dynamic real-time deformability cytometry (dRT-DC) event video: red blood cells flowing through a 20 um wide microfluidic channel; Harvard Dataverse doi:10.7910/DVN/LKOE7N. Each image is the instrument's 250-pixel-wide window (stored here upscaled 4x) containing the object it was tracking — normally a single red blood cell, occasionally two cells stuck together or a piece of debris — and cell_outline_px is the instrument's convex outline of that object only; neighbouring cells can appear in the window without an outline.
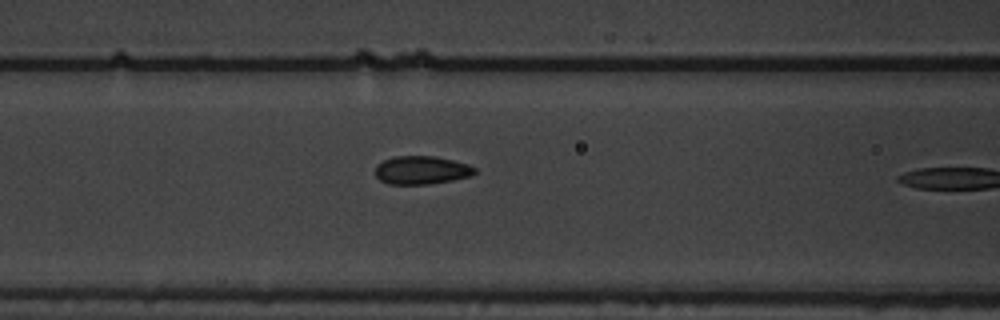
{"species": "common noctule bat (a hibernating species)", "species_latin": "Nyctalus noctula", "temperature_condition": "warm", "stored_images_in_passage": 9, "segment_of_instrument_passage": [2, 2], "camera_frame_rate_fps": 3000, "um_per_image_px": 0.085, "animal": {"sex": "male", "body_mass_g": 19.5, "forearm_length_mm": 54.6}, "frame": {"image": 1, "passage_image": 8, "time_ms": 2.333, "image_size_px": [1000, 320], "cell_outline_px": [[476, 172], [472, 176], [452, 180], [428, 184], [388, 184], [380, 180], [376, 176], [376, 164], [384, 160], [396, 156], [436, 156], [468, 164], [476, 168]], "centroid_in_image_um": [35.84, 14.46], "position_along_channel_um": 130.8, "area_um2": 16.42}}